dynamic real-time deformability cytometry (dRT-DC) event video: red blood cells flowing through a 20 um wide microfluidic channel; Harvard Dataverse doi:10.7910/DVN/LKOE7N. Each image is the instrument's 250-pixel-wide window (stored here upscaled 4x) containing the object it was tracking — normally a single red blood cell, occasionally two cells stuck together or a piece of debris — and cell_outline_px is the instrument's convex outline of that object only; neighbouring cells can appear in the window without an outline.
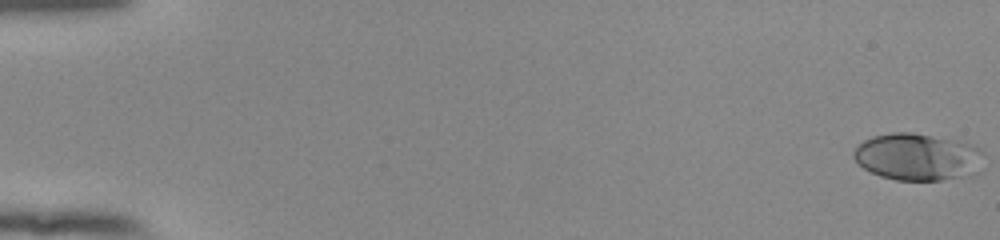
{"species": "human", "species_latin": "Homo sapiens", "temperature_condition": "room temperature", "stored_images_in_passage": 55, "camera_frame_rate_fps": 3000, "um_per_image_px": 0.085, "donor": {"sex": "female"}, "frame": {"image": 1, "passage_image": 1, "time_ms": 0.0, "image_size_px": [1000, 240], "cell_outline_px": [[984, 152], [980, 172], [972, 176], [940, 180], [896, 180], [880, 176], [864, 168], [852, 156], [852, 152], [864, 140], [872, 136], [892, 132], [912, 132], [972, 144], [980, 148]], "centroid_in_image_um": [78.04, 13.35], "position_along_channel_um": 7.0, "area_um2": 35.95}}
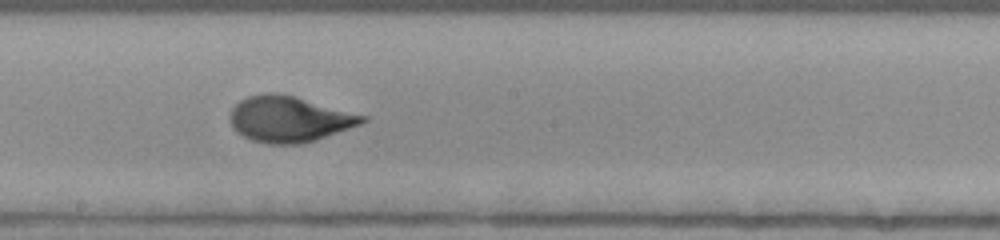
{"frame": {"image": 2, "passage_image": 32, "time_ms": 10.333, "image_size_px": [1000, 240], "cell_outline_px": [[368, 120], [360, 124], [316, 140], [304, 144], [268, 144], [252, 140], [236, 132], [232, 128], [232, 108], [240, 100], [248, 96], [264, 92], [276, 92], [296, 96], [368, 116]], "centroid_in_image_um": [24.6, 10.11], "position_along_channel_um": 223.6, "area_um2": 35.43}}
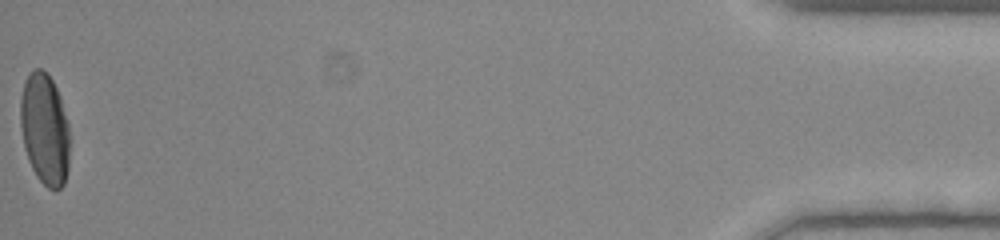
{"frame": {"image": 3, "passage_image": 55, "time_ms": 18.0, "image_size_px": [1000, 240], "cell_outline_px": [[68, 168], [64, 184], [56, 192], [48, 188], [36, 176], [28, 160], [24, 148], [20, 124], [20, 100], [24, 84], [28, 72], [32, 68], [40, 68], [52, 80], [60, 96], [68, 120]], "centroid_in_image_um": [3.79, 10.98], "position_along_channel_um": 431.4, "area_um2": 32.19}, "authors_computed_cell_mechanics": {"area_um2": 34.5066, "velocity_mm_per_s": 3.8863, "shape_relaxation_time_tau1_ms": 4.7861, "shape_relaxation_time_tau2_ms": null, "deformation_change_tau1": 0.219, "deformation_change_tau2": null}}